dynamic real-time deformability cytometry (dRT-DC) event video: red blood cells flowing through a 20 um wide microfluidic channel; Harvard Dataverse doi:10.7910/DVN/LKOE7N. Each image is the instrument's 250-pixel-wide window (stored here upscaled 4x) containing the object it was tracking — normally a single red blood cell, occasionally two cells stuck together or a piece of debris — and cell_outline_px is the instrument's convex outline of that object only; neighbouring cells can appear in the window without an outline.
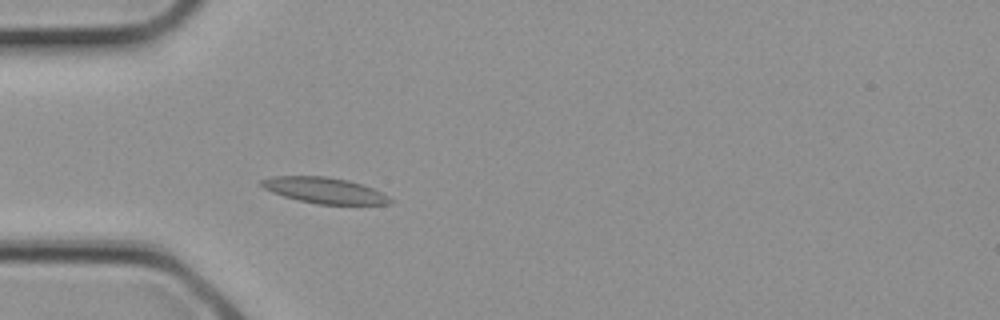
{"species": "common noctule bat (a hibernating species)", "species_latin": "Nyctalus noctula", "temperature_condition": "cold", "stored_images_in_passage": 2, "camera_frame_rate_fps": 3000, "um_per_image_px": 0.085, "animal": {"sex": "female", "body_mass_g": 21.9}, "frame": {"image": 1, "passage_image": 1, "time_ms": 0.0, "image_size_px": [1000, 320], "cell_outline_px": [[396, 200], [392, 204], [316, 204], [284, 196], [272, 192], [264, 188], [260, 184], [260, 180], [272, 176], [324, 176], [348, 180], [372, 188]], "centroid_in_image_um": [27.59, 16.18], "position_along_channel_um": 57.4, "area_um2": 19.31}}